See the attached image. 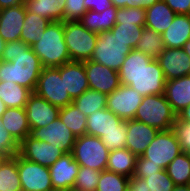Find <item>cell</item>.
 <instances>
[{"label":"cell","mask_w":190,"mask_h":191,"mask_svg":"<svg viewBox=\"0 0 190 191\" xmlns=\"http://www.w3.org/2000/svg\"><path fill=\"white\" fill-rule=\"evenodd\" d=\"M43 66L32 48L21 40L6 42L0 60L2 81H12L34 92Z\"/></svg>","instance_id":"1"},{"label":"cell","mask_w":190,"mask_h":191,"mask_svg":"<svg viewBox=\"0 0 190 191\" xmlns=\"http://www.w3.org/2000/svg\"><path fill=\"white\" fill-rule=\"evenodd\" d=\"M38 41L31 46L43 68L60 67L71 61L64 41V22H50Z\"/></svg>","instance_id":"2"},{"label":"cell","mask_w":190,"mask_h":191,"mask_svg":"<svg viewBox=\"0 0 190 191\" xmlns=\"http://www.w3.org/2000/svg\"><path fill=\"white\" fill-rule=\"evenodd\" d=\"M177 115L173 112L164 94L143 97L135 113V120L157 128L159 131L172 129Z\"/></svg>","instance_id":"3"},{"label":"cell","mask_w":190,"mask_h":191,"mask_svg":"<svg viewBox=\"0 0 190 191\" xmlns=\"http://www.w3.org/2000/svg\"><path fill=\"white\" fill-rule=\"evenodd\" d=\"M133 49L115 36L111 30L98 34L95 48L90 60L119 71L126 56Z\"/></svg>","instance_id":"4"},{"label":"cell","mask_w":190,"mask_h":191,"mask_svg":"<svg viewBox=\"0 0 190 191\" xmlns=\"http://www.w3.org/2000/svg\"><path fill=\"white\" fill-rule=\"evenodd\" d=\"M109 152L99 137L84 134L76 138L71 153L79 166L101 172L106 170Z\"/></svg>","instance_id":"5"},{"label":"cell","mask_w":190,"mask_h":191,"mask_svg":"<svg viewBox=\"0 0 190 191\" xmlns=\"http://www.w3.org/2000/svg\"><path fill=\"white\" fill-rule=\"evenodd\" d=\"M98 34L90 32L79 21H64V41L71 61L90 60Z\"/></svg>","instance_id":"6"},{"label":"cell","mask_w":190,"mask_h":191,"mask_svg":"<svg viewBox=\"0 0 190 191\" xmlns=\"http://www.w3.org/2000/svg\"><path fill=\"white\" fill-rule=\"evenodd\" d=\"M120 83L129 85L143 97L164 94L166 80L157 59H152L138 74H119Z\"/></svg>","instance_id":"7"},{"label":"cell","mask_w":190,"mask_h":191,"mask_svg":"<svg viewBox=\"0 0 190 191\" xmlns=\"http://www.w3.org/2000/svg\"><path fill=\"white\" fill-rule=\"evenodd\" d=\"M34 93L59 108L65 107L73 101L65 89L64 76H60V67L43 68Z\"/></svg>","instance_id":"8"},{"label":"cell","mask_w":190,"mask_h":191,"mask_svg":"<svg viewBox=\"0 0 190 191\" xmlns=\"http://www.w3.org/2000/svg\"><path fill=\"white\" fill-rule=\"evenodd\" d=\"M182 152L181 146L172 129L159 131L142 154L147 163L161 165L166 169L171 161Z\"/></svg>","instance_id":"9"},{"label":"cell","mask_w":190,"mask_h":191,"mask_svg":"<svg viewBox=\"0 0 190 191\" xmlns=\"http://www.w3.org/2000/svg\"><path fill=\"white\" fill-rule=\"evenodd\" d=\"M143 96L129 85H120L107 95L106 108L122 120H132Z\"/></svg>","instance_id":"10"},{"label":"cell","mask_w":190,"mask_h":191,"mask_svg":"<svg viewBox=\"0 0 190 191\" xmlns=\"http://www.w3.org/2000/svg\"><path fill=\"white\" fill-rule=\"evenodd\" d=\"M18 173L22 191H48L53 188L49 168L26 160L19 153Z\"/></svg>","instance_id":"11"},{"label":"cell","mask_w":190,"mask_h":191,"mask_svg":"<svg viewBox=\"0 0 190 191\" xmlns=\"http://www.w3.org/2000/svg\"><path fill=\"white\" fill-rule=\"evenodd\" d=\"M30 135L37 140L56 146L64 154L72 152L77 138L59 117L44 127L31 129Z\"/></svg>","instance_id":"12"},{"label":"cell","mask_w":190,"mask_h":191,"mask_svg":"<svg viewBox=\"0 0 190 191\" xmlns=\"http://www.w3.org/2000/svg\"><path fill=\"white\" fill-rule=\"evenodd\" d=\"M19 154L26 160L49 168L64 153L56 146L28 135L19 144Z\"/></svg>","instance_id":"13"},{"label":"cell","mask_w":190,"mask_h":191,"mask_svg":"<svg viewBox=\"0 0 190 191\" xmlns=\"http://www.w3.org/2000/svg\"><path fill=\"white\" fill-rule=\"evenodd\" d=\"M83 63L91 90L109 95L121 85L117 71L92 60Z\"/></svg>","instance_id":"14"},{"label":"cell","mask_w":190,"mask_h":191,"mask_svg":"<svg viewBox=\"0 0 190 191\" xmlns=\"http://www.w3.org/2000/svg\"><path fill=\"white\" fill-rule=\"evenodd\" d=\"M25 110L30 129L44 127L59 117L60 108L32 92Z\"/></svg>","instance_id":"15"},{"label":"cell","mask_w":190,"mask_h":191,"mask_svg":"<svg viewBox=\"0 0 190 191\" xmlns=\"http://www.w3.org/2000/svg\"><path fill=\"white\" fill-rule=\"evenodd\" d=\"M156 59L166 81L190 74V57L183 48H165Z\"/></svg>","instance_id":"16"},{"label":"cell","mask_w":190,"mask_h":191,"mask_svg":"<svg viewBox=\"0 0 190 191\" xmlns=\"http://www.w3.org/2000/svg\"><path fill=\"white\" fill-rule=\"evenodd\" d=\"M80 169L72 153H65L49 167L53 188L68 190L74 188Z\"/></svg>","instance_id":"17"},{"label":"cell","mask_w":190,"mask_h":191,"mask_svg":"<svg viewBox=\"0 0 190 191\" xmlns=\"http://www.w3.org/2000/svg\"><path fill=\"white\" fill-rule=\"evenodd\" d=\"M159 130L143 122L127 120V137L125 147L136 156H141Z\"/></svg>","instance_id":"18"},{"label":"cell","mask_w":190,"mask_h":191,"mask_svg":"<svg viewBox=\"0 0 190 191\" xmlns=\"http://www.w3.org/2000/svg\"><path fill=\"white\" fill-rule=\"evenodd\" d=\"M25 13L24 4L0 10V36L5 42L20 40Z\"/></svg>","instance_id":"19"},{"label":"cell","mask_w":190,"mask_h":191,"mask_svg":"<svg viewBox=\"0 0 190 191\" xmlns=\"http://www.w3.org/2000/svg\"><path fill=\"white\" fill-rule=\"evenodd\" d=\"M60 76H64L65 89L72 99L90 89L82 61H69L60 66Z\"/></svg>","instance_id":"20"},{"label":"cell","mask_w":190,"mask_h":191,"mask_svg":"<svg viewBox=\"0 0 190 191\" xmlns=\"http://www.w3.org/2000/svg\"><path fill=\"white\" fill-rule=\"evenodd\" d=\"M164 95L177 115L190 105V75L166 81Z\"/></svg>","instance_id":"21"},{"label":"cell","mask_w":190,"mask_h":191,"mask_svg":"<svg viewBox=\"0 0 190 191\" xmlns=\"http://www.w3.org/2000/svg\"><path fill=\"white\" fill-rule=\"evenodd\" d=\"M1 122L18 144L31 134L25 108H7L1 116Z\"/></svg>","instance_id":"22"},{"label":"cell","mask_w":190,"mask_h":191,"mask_svg":"<svg viewBox=\"0 0 190 191\" xmlns=\"http://www.w3.org/2000/svg\"><path fill=\"white\" fill-rule=\"evenodd\" d=\"M162 38L165 48H183L190 39V15L176 14Z\"/></svg>","instance_id":"23"},{"label":"cell","mask_w":190,"mask_h":191,"mask_svg":"<svg viewBox=\"0 0 190 191\" xmlns=\"http://www.w3.org/2000/svg\"><path fill=\"white\" fill-rule=\"evenodd\" d=\"M123 120L107 108L97 110L87 116L86 134L101 138L117 128Z\"/></svg>","instance_id":"24"},{"label":"cell","mask_w":190,"mask_h":191,"mask_svg":"<svg viewBox=\"0 0 190 191\" xmlns=\"http://www.w3.org/2000/svg\"><path fill=\"white\" fill-rule=\"evenodd\" d=\"M176 13L164 2L159 0L145 10V25L162 34L171 25Z\"/></svg>","instance_id":"25"},{"label":"cell","mask_w":190,"mask_h":191,"mask_svg":"<svg viewBox=\"0 0 190 191\" xmlns=\"http://www.w3.org/2000/svg\"><path fill=\"white\" fill-rule=\"evenodd\" d=\"M117 7L114 5L103 12L88 10L79 22L90 32L99 34L111 30L116 24Z\"/></svg>","instance_id":"26"},{"label":"cell","mask_w":190,"mask_h":191,"mask_svg":"<svg viewBox=\"0 0 190 191\" xmlns=\"http://www.w3.org/2000/svg\"><path fill=\"white\" fill-rule=\"evenodd\" d=\"M66 0H26L27 11L37 14L50 22H64V7Z\"/></svg>","instance_id":"27"},{"label":"cell","mask_w":190,"mask_h":191,"mask_svg":"<svg viewBox=\"0 0 190 191\" xmlns=\"http://www.w3.org/2000/svg\"><path fill=\"white\" fill-rule=\"evenodd\" d=\"M137 156L129 149L122 148L109 152L106 170L129 178L133 177Z\"/></svg>","instance_id":"28"},{"label":"cell","mask_w":190,"mask_h":191,"mask_svg":"<svg viewBox=\"0 0 190 191\" xmlns=\"http://www.w3.org/2000/svg\"><path fill=\"white\" fill-rule=\"evenodd\" d=\"M0 191H22L18 173V153L0 160Z\"/></svg>","instance_id":"29"},{"label":"cell","mask_w":190,"mask_h":191,"mask_svg":"<svg viewBox=\"0 0 190 191\" xmlns=\"http://www.w3.org/2000/svg\"><path fill=\"white\" fill-rule=\"evenodd\" d=\"M32 92L26 87L12 81L0 82V98L7 108H25L29 95Z\"/></svg>","instance_id":"30"},{"label":"cell","mask_w":190,"mask_h":191,"mask_svg":"<svg viewBox=\"0 0 190 191\" xmlns=\"http://www.w3.org/2000/svg\"><path fill=\"white\" fill-rule=\"evenodd\" d=\"M49 23L48 19L26 10L20 40L31 47L38 41L37 38L41 36V33L45 31Z\"/></svg>","instance_id":"31"},{"label":"cell","mask_w":190,"mask_h":191,"mask_svg":"<svg viewBox=\"0 0 190 191\" xmlns=\"http://www.w3.org/2000/svg\"><path fill=\"white\" fill-rule=\"evenodd\" d=\"M59 118L76 137L86 134L87 116L73 103L60 108Z\"/></svg>","instance_id":"32"},{"label":"cell","mask_w":190,"mask_h":191,"mask_svg":"<svg viewBox=\"0 0 190 191\" xmlns=\"http://www.w3.org/2000/svg\"><path fill=\"white\" fill-rule=\"evenodd\" d=\"M175 185L190 184V155L182 151L165 169Z\"/></svg>","instance_id":"33"},{"label":"cell","mask_w":190,"mask_h":191,"mask_svg":"<svg viewBox=\"0 0 190 191\" xmlns=\"http://www.w3.org/2000/svg\"><path fill=\"white\" fill-rule=\"evenodd\" d=\"M164 49L165 45L162 34L155 32L151 28L144 27L135 50L141 51L153 59H156Z\"/></svg>","instance_id":"34"},{"label":"cell","mask_w":190,"mask_h":191,"mask_svg":"<svg viewBox=\"0 0 190 191\" xmlns=\"http://www.w3.org/2000/svg\"><path fill=\"white\" fill-rule=\"evenodd\" d=\"M107 95L91 89L86 90L79 97L73 99L72 103L88 116L97 110L106 108Z\"/></svg>","instance_id":"35"},{"label":"cell","mask_w":190,"mask_h":191,"mask_svg":"<svg viewBox=\"0 0 190 191\" xmlns=\"http://www.w3.org/2000/svg\"><path fill=\"white\" fill-rule=\"evenodd\" d=\"M143 29L144 25H136V22H122L121 24H115L111 32L127 43L129 47L135 49Z\"/></svg>","instance_id":"36"},{"label":"cell","mask_w":190,"mask_h":191,"mask_svg":"<svg viewBox=\"0 0 190 191\" xmlns=\"http://www.w3.org/2000/svg\"><path fill=\"white\" fill-rule=\"evenodd\" d=\"M129 186V177L104 170L101 171L96 191H126Z\"/></svg>","instance_id":"37"},{"label":"cell","mask_w":190,"mask_h":191,"mask_svg":"<svg viewBox=\"0 0 190 191\" xmlns=\"http://www.w3.org/2000/svg\"><path fill=\"white\" fill-rule=\"evenodd\" d=\"M153 58L133 49L125 58L118 74H138Z\"/></svg>","instance_id":"38"},{"label":"cell","mask_w":190,"mask_h":191,"mask_svg":"<svg viewBox=\"0 0 190 191\" xmlns=\"http://www.w3.org/2000/svg\"><path fill=\"white\" fill-rule=\"evenodd\" d=\"M132 178L145 179L149 191H172L176 186L165 169L152 175H133Z\"/></svg>","instance_id":"39"},{"label":"cell","mask_w":190,"mask_h":191,"mask_svg":"<svg viewBox=\"0 0 190 191\" xmlns=\"http://www.w3.org/2000/svg\"><path fill=\"white\" fill-rule=\"evenodd\" d=\"M101 172L80 166L74 188L79 191H96Z\"/></svg>","instance_id":"40"},{"label":"cell","mask_w":190,"mask_h":191,"mask_svg":"<svg viewBox=\"0 0 190 191\" xmlns=\"http://www.w3.org/2000/svg\"><path fill=\"white\" fill-rule=\"evenodd\" d=\"M127 137V120L117 125L115 130L104 134L100 139L109 151L125 148Z\"/></svg>","instance_id":"41"},{"label":"cell","mask_w":190,"mask_h":191,"mask_svg":"<svg viewBox=\"0 0 190 191\" xmlns=\"http://www.w3.org/2000/svg\"><path fill=\"white\" fill-rule=\"evenodd\" d=\"M122 22H136V25H145V10L136 7L117 8L116 24Z\"/></svg>","instance_id":"42"},{"label":"cell","mask_w":190,"mask_h":191,"mask_svg":"<svg viewBox=\"0 0 190 191\" xmlns=\"http://www.w3.org/2000/svg\"><path fill=\"white\" fill-rule=\"evenodd\" d=\"M19 153V144L9 134L2 125L0 118V155L2 157H11Z\"/></svg>","instance_id":"43"},{"label":"cell","mask_w":190,"mask_h":191,"mask_svg":"<svg viewBox=\"0 0 190 191\" xmlns=\"http://www.w3.org/2000/svg\"><path fill=\"white\" fill-rule=\"evenodd\" d=\"M172 130L179 141L182 151L190 155V123L176 118Z\"/></svg>","instance_id":"44"},{"label":"cell","mask_w":190,"mask_h":191,"mask_svg":"<svg viewBox=\"0 0 190 191\" xmlns=\"http://www.w3.org/2000/svg\"><path fill=\"white\" fill-rule=\"evenodd\" d=\"M87 11L84 0H66L64 21H79Z\"/></svg>","instance_id":"45"},{"label":"cell","mask_w":190,"mask_h":191,"mask_svg":"<svg viewBox=\"0 0 190 191\" xmlns=\"http://www.w3.org/2000/svg\"><path fill=\"white\" fill-rule=\"evenodd\" d=\"M162 170L164 169L161 167V165L147 163V159L141 155L137 156L135 171L133 175H152Z\"/></svg>","instance_id":"46"},{"label":"cell","mask_w":190,"mask_h":191,"mask_svg":"<svg viewBox=\"0 0 190 191\" xmlns=\"http://www.w3.org/2000/svg\"><path fill=\"white\" fill-rule=\"evenodd\" d=\"M164 2L176 14L190 15V0H164Z\"/></svg>","instance_id":"47"},{"label":"cell","mask_w":190,"mask_h":191,"mask_svg":"<svg viewBox=\"0 0 190 191\" xmlns=\"http://www.w3.org/2000/svg\"><path fill=\"white\" fill-rule=\"evenodd\" d=\"M84 5L87 10L99 13L113 6V3L111 0H84Z\"/></svg>","instance_id":"48"},{"label":"cell","mask_w":190,"mask_h":191,"mask_svg":"<svg viewBox=\"0 0 190 191\" xmlns=\"http://www.w3.org/2000/svg\"><path fill=\"white\" fill-rule=\"evenodd\" d=\"M146 181L142 178H130V186L126 191H149L145 187Z\"/></svg>","instance_id":"49"},{"label":"cell","mask_w":190,"mask_h":191,"mask_svg":"<svg viewBox=\"0 0 190 191\" xmlns=\"http://www.w3.org/2000/svg\"><path fill=\"white\" fill-rule=\"evenodd\" d=\"M158 1L159 0H135L134 7L146 10Z\"/></svg>","instance_id":"50"},{"label":"cell","mask_w":190,"mask_h":191,"mask_svg":"<svg viewBox=\"0 0 190 191\" xmlns=\"http://www.w3.org/2000/svg\"><path fill=\"white\" fill-rule=\"evenodd\" d=\"M26 0H0V10L4 8H9L19 4H25Z\"/></svg>","instance_id":"51"},{"label":"cell","mask_w":190,"mask_h":191,"mask_svg":"<svg viewBox=\"0 0 190 191\" xmlns=\"http://www.w3.org/2000/svg\"><path fill=\"white\" fill-rule=\"evenodd\" d=\"M113 5L117 8H131L134 7L135 0H111Z\"/></svg>","instance_id":"52"},{"label":"cell","mask_w":190,"mask_h":191,"mask_svg":"<svg viewBox=\"0 0 190 191\" xmlns=\"http://www.w3.org/2000/svg\"><path fill=\"white\" fill-rule=\"evenodd\" d=\"M177 119L190 123V105L177 114Z\"/></svg>","instance_id":"53"},{"label":"cell","mask_w":190,"mask_h":191,"mask_svg":"<svg viewBox=\"0 0 190 191\" xmlns=\"http://www.w3.org/2000/svg\"><path fill=\"white\" fill-rule=\"evenodd\" d=\"M172 191H190L189 185H176Z\"/></svg>","instance_id":"54"},{"label":"cell","mask_w":190,"mask_h":191,"mask_svg":"<svg viewBox=\"0 0 190 191\" xmlns=\"http://www.w3.org/2000/svg\"><path fill=\"white\" fill-rule=\"evenodd\" d=\"M5 44L6 42L2 39V37L0 36V60H1V57L3 55V51H4V48H5Z\"/></svg>","instance_id":"55"},{"label":"cell","mask_w":190,"mask_h":191,"mask_svg":"<svg viewBox=\"0 0 190 191\" xmlns=\"http://www.w3.org/2000/svg\"><path fill=\"white\" fill-rule=\"evenodd\" d=\"M183 50L187 53V55L190 57V39L184 44Z\"/></svg>","instance_id":"56"},{"label":"cell","mask_w":190,"mask_h":191,"mask_svg":"<svg viewBox=\"0 0 190 191\" xmlns=\"http://www.w3.org/2000/svg\"><path fill=\"white\" fill-rule=\"evenodd\" d=\"M6 109H7V107H6L5 103L0 98V118L3 115V113L6 111Z\"/></svg>","instance_id":"57"},{"label":"cell","mask_w":190,"mask_h":191,"mask_svg":"<svg viewBox=\"0 0 190 191\" xmlns=\"http://www.w3.org/2000/svg\"><path fill=\"white\" fill-rule=\"evenodd\" d=\"M48 191H66V190L58 189V188H51Z\"/></svg>","instance_id":"58"},{"label":"cell","mask_w":190,"mask_h":191,"mask_svg":"<svg viewBox=\"0 0 190 191\" xmlns=\"http://www.w3.org/2000/svg\"><path fill=\"white\" fill-rule=\"evenodd\" d=\"M66 191H79V190H76L75 188H71V189H68Z\"/></svg>","instance_id":"59"}]
</instances>
